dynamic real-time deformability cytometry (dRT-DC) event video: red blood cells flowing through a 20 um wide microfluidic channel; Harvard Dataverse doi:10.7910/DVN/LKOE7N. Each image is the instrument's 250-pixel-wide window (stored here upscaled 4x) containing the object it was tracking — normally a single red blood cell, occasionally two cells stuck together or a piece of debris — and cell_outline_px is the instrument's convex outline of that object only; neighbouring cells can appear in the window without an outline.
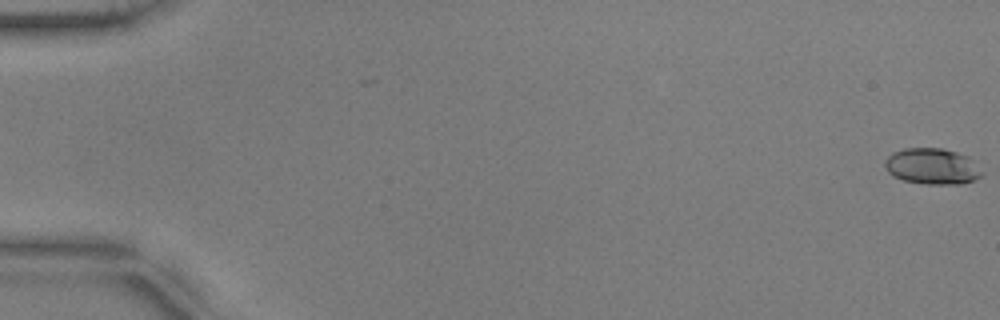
{"species": "common noctule bat (a hibernating species)", "species_latin": "Nyctalus noctula", "temperature_condition": "warm", "stored_images_in_passage": 19, "camera_frame_rate_fps": 3000, "um_per_image_px": 0.085, "animal": {"sex": "male", "body_mass_g": 17.9, "forearm_length_mm": 54.2}, "frame": {"image": 1, "passage_image": 1, "time_ms": 0.0, "image_size_px": [1000, 320], "cell_outline_px": [[984, 172], [980, 176], [972, 180], [960, 184], [924, 184], [904, 180], [892, 176], [888, 172], [884, 164], [884, 160], [892, 152], [904, 148], [940, 148], [956, 152], [968, 156]], "centroid_in_image_um": [79.2, 14.13], "position_along_channel_um": 5.8, "area_um2": 20.4}}
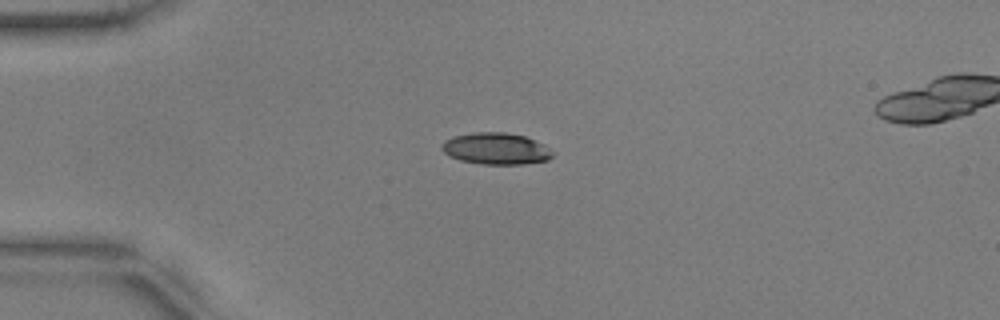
{"frame": {"image": 2, "passage_image": 15, "time_ms": 4.667, "image_size_px": [1000, 320], "cell_outline_px": [[552, 156], [548, 160], [520, 164], [480, 164], [460, 160], [448, 156], [440, 148], [440, 144], [444, 140], [452, 136], [476, 132], [504, 132], [524, 136], [544, 144], [552, 152]], "centroid_in_image_um": [42.1, 12.63], "position_along_channel_um": 42.9, "area_um2": 20.46}}